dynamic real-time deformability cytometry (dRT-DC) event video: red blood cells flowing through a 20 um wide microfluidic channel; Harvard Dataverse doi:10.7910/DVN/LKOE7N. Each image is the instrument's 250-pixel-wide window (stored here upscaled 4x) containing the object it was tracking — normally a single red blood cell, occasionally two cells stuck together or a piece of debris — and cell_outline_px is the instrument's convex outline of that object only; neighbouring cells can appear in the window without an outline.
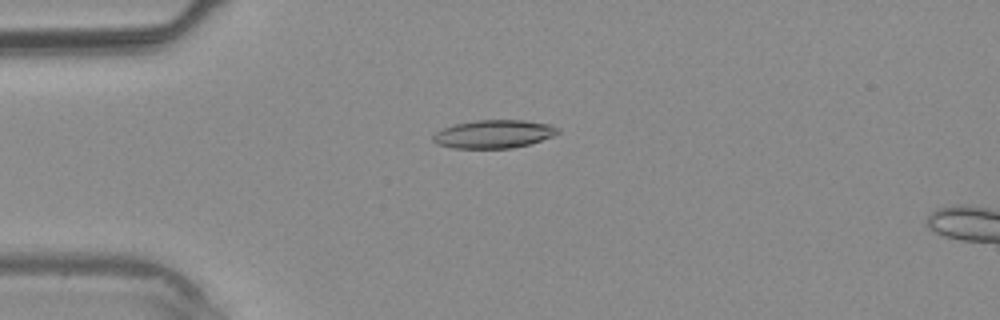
{"species": "common noctule bat (a hibernating species)", "species_latin": "Nyctalus noctula", "temperature_condition": "warm", "stored_images_in_passage": 4, "camera_frame_rate_fps": 3000, "um_per_image_px": 0.085, "animal": {"sex": "male", "body_mass_g": 20.4}, "frame": {"image": 1, "passage_image": 2, "time_ms": 0.333, "image_size_px": [1000, 320], "cell_outline_px": [[560, 132], [552, 136], [528, 144], [512, 148], [452, 148], [436, 144], [432, 140], [432, 136], [440, 128], [452, 124], [476, 120], [524, 120], [548, 124], [560, 128]], "centroid_in_image_um": [41.91, 11.38], "position_along_channel_um": 43.1, "area_um2": 20.63}}